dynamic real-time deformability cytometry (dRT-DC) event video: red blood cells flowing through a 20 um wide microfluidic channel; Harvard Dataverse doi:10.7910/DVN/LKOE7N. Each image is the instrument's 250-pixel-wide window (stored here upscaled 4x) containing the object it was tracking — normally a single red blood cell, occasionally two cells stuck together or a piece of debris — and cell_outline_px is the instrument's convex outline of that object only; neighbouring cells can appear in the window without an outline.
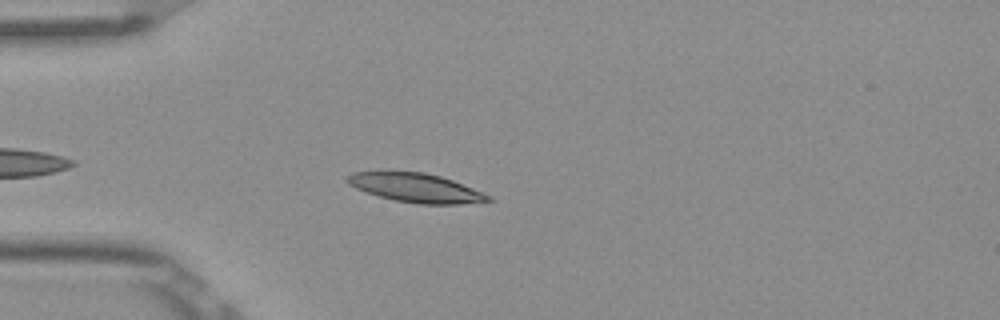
{"species": "Egyptian fruit bat (a non-hibernating species)", "species_latin": "Rousettus aegyptiacus", "temperature_condition": "room temperature", "stored_images_in_passage": 41, "camera_frame_rate_fps": 3000, "um_per_image_px": 0.085, "frame": {"image": 1, "passage_image": 6, "time_ms": 1.667, "image_size_px": [1000, 320], "cell_outline_px": [[492, 200], [460, 204], [420, 204], [396, 200], [380, 196], [356, 188], [348, 184], [344, 180], [352, 172], [424, 172], [440, 176], [452, 180], [492, 196]], "centroid_in_image_um": [35.35, 15.96], "position_along_channel_um": 49.6, "area_um2": 23.35}}
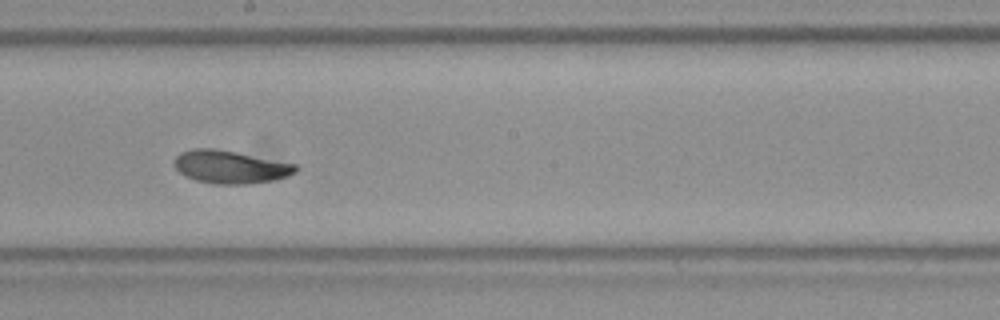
{"frame": {"image": 2, "passage_image": 21, "time_ms": 6.667, "image_size_px": [1000, 320], "cell_outline_px": [[300, 168], [296, 172], [288, 176], [272, 180], [244, 184], [216, 184], [196, 180], [180, 172], [172, 164], [176, 156], [180, 152], [192, 148], [212, 148], [236, 152], [296, 164]], "centroid_in_image_um": [19.57, 14.18], "position_along_channel_um": 228.6, "area_um2": 23.18}}
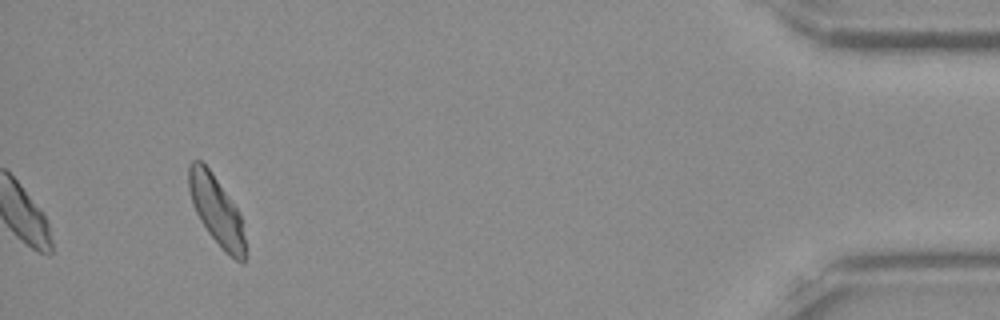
{"frame": {"image": 3, "passage_image": 41, "time_ms": 13.333, "image_size_px": [1000, 320], "cell_outline_px": [[244, 264], [240, 264], [224, 252], [208, 232], [200, 220], [192, 204], [188, 188], [188, 164], [192, 160], [200, 160], [208, 168], [240, 212], [244, 236]], "centroid_in_image_um": [18.38, 17.9], "position_along_channel_um": 416.8, "area_um2": 22.6}, "authors_computed_cell_mechanics": {"area_um2": 23.0044, "velocity_mm_per_s": 3.8517, "shape_relaxation_time_tau1_ms": 3.8676, "shape_relaxation_time_tau2_ms": 1.8666, "deformation_change_tau1": 0.1336, "deformation_change_tau2": 0.063}}